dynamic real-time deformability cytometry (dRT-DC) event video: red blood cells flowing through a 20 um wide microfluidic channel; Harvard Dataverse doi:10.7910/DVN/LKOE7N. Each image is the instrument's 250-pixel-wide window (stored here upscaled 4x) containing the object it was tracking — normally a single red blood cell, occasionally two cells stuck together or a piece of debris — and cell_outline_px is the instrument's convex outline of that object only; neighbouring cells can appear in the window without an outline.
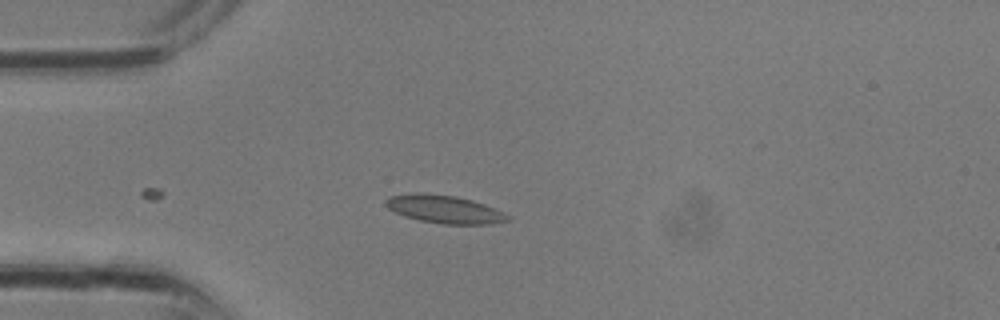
{"species": "common noctule bat (a hibernating species)", "species_latin": "Nyctalus noctula", "temperature_condition": "room temperature", "stored_images_in_passage": 4, "camera_frame_rate_fps": 3000, "um_per_image_px": 0.085, "animal": {"sex": "male", "body_mass_g": 13.3}, "frame": {"image": 1, "passage_image": 1, "time_ms": 0.0, "image_size_px": [1000, 320], "cell_outline_px": [[512, 220], [488, 224], [444, 224], [420, 220], [404, 216], [388, 208], [384, 204], [384, 200], [392, 196], [412, 192], [416, 192], [456, 196], [472, 200], [496, 208], [512, 216]], "centroid_in_image_um": [37.81, 17.78], "position_along_channel_um": 47.2, "area_um2": 20.0}}
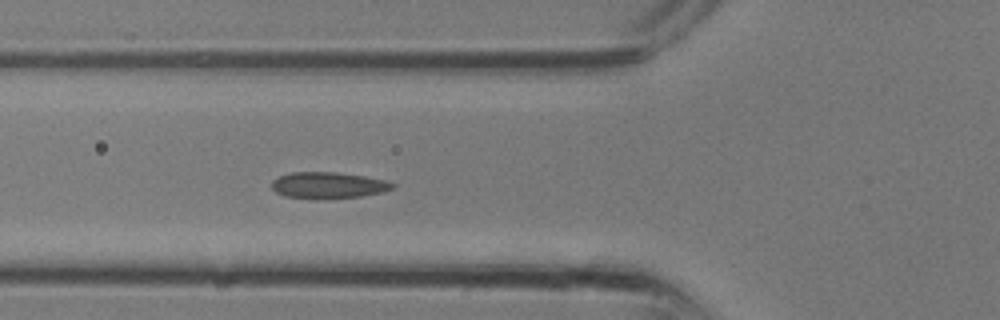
{"frame": {"image": 2, "passage_image": 4, "time_ms": 1.0, "image_size_px": [1000, 320], "cell_outline_px": [[396, 188], [380, 192], [360, 196], [284, 196], [276, 192], [272, 188], [272, 180], [280, 176], [292, 172], [336, 172], [364, 176], [388, 180], [396, 184]], "centroid_in_image_um": [27.95, 15.69], "position_along_channel_um": 97.8, "area_um2": 17.69}}